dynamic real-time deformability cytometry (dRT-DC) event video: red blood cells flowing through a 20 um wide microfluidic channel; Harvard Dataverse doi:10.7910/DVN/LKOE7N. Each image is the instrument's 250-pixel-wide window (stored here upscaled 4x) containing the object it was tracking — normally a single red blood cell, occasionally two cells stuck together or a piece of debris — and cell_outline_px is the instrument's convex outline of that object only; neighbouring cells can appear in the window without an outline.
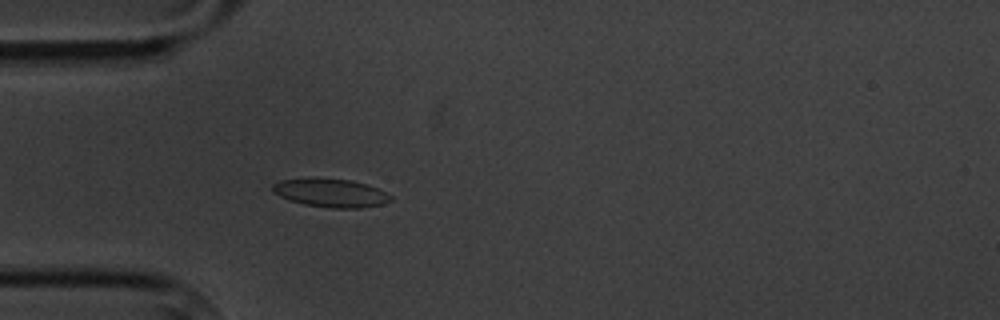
{"species": "common noctule bat (a hibernating species)", "species_latin": "Nyctalus noctula", "temperature_condition": "cold", "stored_images_in_passage": 5, "camera_frame_rate_fps": 3000, "um_per_image_px": 0.085, "animal": {"sex": "male", "body_mass_g": 20.1, "forearm_length_mm": 53.5}, "frame": {"image": 1, "passage_image": 5, "time_ms": 4.667, "image_size_px": [1000, 320], "cell_outline_px": [[392, 200], [380, 204], [360, 208], [332, 208], [304, 204], [288, 200], [272, 192], [272, 184], [280, 180], [308, 176], [312, 176], [352, 180], [376, 188], [392, 196]], "centroid_in_image_um": [28.03, 16.36], "position_along_channel_um": 57.0, "area_um2": 19.88}}